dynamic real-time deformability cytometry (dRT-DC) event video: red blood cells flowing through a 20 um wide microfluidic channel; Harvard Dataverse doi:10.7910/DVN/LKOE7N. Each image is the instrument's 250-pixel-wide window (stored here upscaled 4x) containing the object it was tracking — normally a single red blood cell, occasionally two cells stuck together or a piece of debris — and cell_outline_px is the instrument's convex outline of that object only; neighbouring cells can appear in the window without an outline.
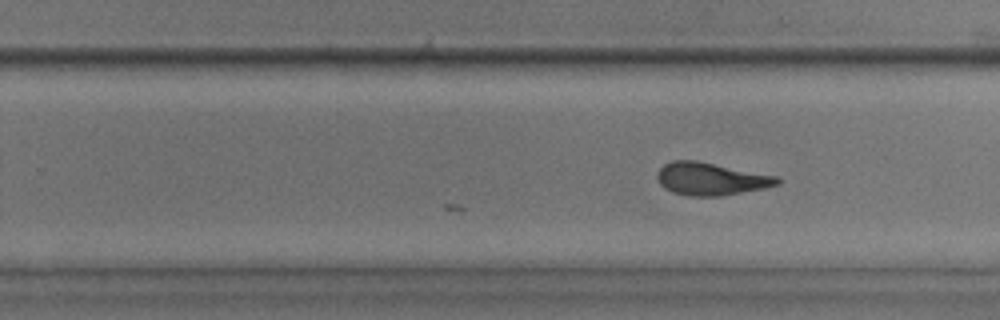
{"species": "common noctule bat (a hibernating species)", "species_latin": "Nyctalus noctula", "temperature_condition": "room temperature", "stored_images_in_passage": 34, "camera_frame_rate_fps": 3000, "um_per_image_px": 0.085, "animal": {"sex": "male", "body_mass_g": 17.9, "forearm_length_mm": 54.2}, "frame": {"image": 1, "passage_image": 34, "time_ms": 11.0, "image_size_px": [1000, 320], "cell_outline_px": [[780, 184], [764, 188], [720, 196], [688, 196], [672, 192], [664, 188], [660, 184], [656, 176], [660, 168], [664, 164], [672, 160], [696, 160], [776, 176], [780, 180]], "centroid_in_image_um": [60.39, 15.21], "position_along_channel_um": 269.4, "area_um2": 22.72}}